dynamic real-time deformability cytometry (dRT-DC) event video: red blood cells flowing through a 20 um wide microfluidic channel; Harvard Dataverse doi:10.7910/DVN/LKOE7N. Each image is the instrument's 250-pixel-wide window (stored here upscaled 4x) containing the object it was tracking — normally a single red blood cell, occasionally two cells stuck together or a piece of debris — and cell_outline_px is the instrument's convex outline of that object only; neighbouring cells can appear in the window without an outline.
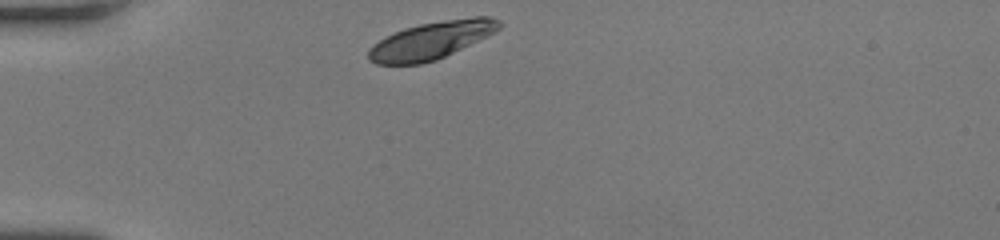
{"species": "human", "species_latin": "Homo sapiens", "temperature_condition": "room temperature", "stored_images_in_passage": 29, "camera_frame_rate_fps": 3000, "um_per_image_px": 0.085, "donor": {"sex": "female"}, "frame": {"image": 1, "passage_image": 1, "time_ms": 0.0, "image_size_px": [1000, 240], "cell_outline_px": [[504, 24], [496, 32], [436, 60], [420, 64], [376, 64], [368, 60], [368, 48], [372, 44], [404, 28], [420, 24], [444, 20], [472, 16], [488, 16], [500, 20]], "centroid_in_image_um": [36.69, 3.42], "position_along_channel_um": 48.3, "area_um2": 28.5}}
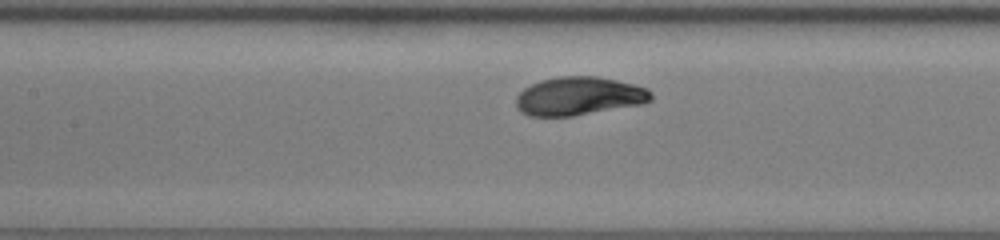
{"frame": {"image": 2, "passage_image": 11, "time_ms": 3.333, "image_size_px": [1000, 240], "cell_outline_px": [[652, 100], [644, 104], [572, 116], [528, 116], [520, 112], [516, 108], [516, 96], [524, 88], [540, 80], [556, 76], [596, 76], [616, 80], [648, 88], [652, 92]], "centroid_in_image_um": [49.21, 8.17], "position_along_channel_um": 158.2, "area_um2": 30.46}}
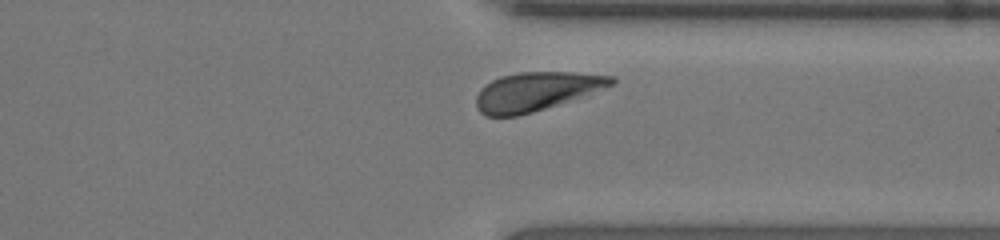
{"frame": {"image": 3, "passage_image": 26, "time_ms": 8.333, "image_size_px": [1000, 240], "cell_outline_px": [[616, 84], [532, 112], [516, 116], [484, 116], [476, 108], [476, 96], [480, 88], [484, 84], [500, 76], [520, 72], [572, 72], [616, 76]], "centroid_in_image_um": [45.53, 7.76], "position_along_channel_um": 365.9, "area_um2": 30.29}, "authors_computed_cell_mechanics": {"area_um2": 30.2872, "velocity_mm_per_s": 4.1345, "shape_relaxation_time_tau1_ms": 2.165, "shape_relaxation_time_tau2_ms": null, "deformation_change_tau1": 0.1095, "deformation_change_tau2": null}}